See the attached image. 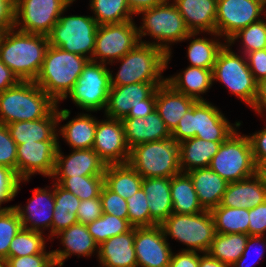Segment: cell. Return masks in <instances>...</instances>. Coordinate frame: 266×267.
I'll return each mask as SVG.
<instances>
[{
  "mask_svg": "<svg viewBox=\"0 0 266 267\" xmlns=\"http://www.w3.org/2000/svg\"><path fill=\"white\" fill-rule=\"evenodd\" d=\"M48 37L11 28L0 35V59L20 81H35L46 51Z\"/></svg>",
  "mask_w": 266,
  "mask_h": 267,
  "instance_id": "obj_1",
  "label": "cell"
},
{
  "mask_svg": "<svg viewBox=\"0 0 266 267\" xmlns=\"http://www.w3.org/2000/svg\"><path fill=\"white\" fill-rule=\"evenodd\" d=\"M141 25L137 26L139 41L143 44L155 45L166 54V66L172 55V44L183 42L191 33L184 18L171 0L153 8L140 11ZM144 36L152 37V41L142 40Z\"/></svg>",
  "mask_w": 266,
  "mask_h": 267,
  "instance_id": "obj_2",
  "label": "cell"
},
{
  "mask_svg": "<svg viewBox=\"0 0 266 267\" xmlns=\"http://www.w3.org/2000/svg\"><path fill=\"white\" fill-rule=\"evenodd\" d=\"M88 58L49 45L35 83L57 104L73 89Z\"/></svg>",
  "mask_w": 266,
  "mask_h": 267,
  "instance_id": "obj_3",
  "label": "cell"
},
{
  "mask_svg": "<svg viewBox=\"0 0 266 267\" xmlns=\"http://www.w3.org/2000/svg\"><path fill=\"white\" fill-rule=\"evenodd\" d=\"M242 121L230 123L225 114L209 101H196L181 117L171 138L180 143L197 137L212 142H223L241 126Z\"/></svg>",
  "mask_w": 266,
  "mask_h": 267,
  "instance_id": "obj_4",
  "label": "cell"
},
{
  "mask_svg": "<svg viewBox=\"0 0 266 267\" xmlns=\"http://www.w3.org/2000/svg\"><path fill=\"white\" fill-rule=\"evenodd\" d=\"M167 54L155 45L139 42L122 58L108 64L121 63L117 73L109 70L111 86H123L133 83H165L162 75L168 69ZM115 75V76H114Z\"/></svg>",
  "mask_w": 266,
  "mask_h": 267,
  "instance_id": "obj_5",
  "label": "cell"
},
{
  "mask_svg": "<svg viewBox=\"0 0 266 267\" xmlns=\"http://www.w3.org/2000/svg\"><path fill=\"white\" fill-rule=\"evenodd\" d=\"M57 103L34 81H20L0 93V123L33 121L46 117Z\"/></svg>",
  "mask_w": 266,
  "mask_h": 267,
  "instance_id": "obj_6",
  "label": "cell"
},
{
  "mask_svg": "<svg viewBox=\"0 0 266 267\" xmlns=\"http://www.w3.org/2000/svg\"><path fill=\"white\" fill-rule=\"evenodd\" d=\"M142 178H171L181 173L180 146L172 138L133 146L127 162Z\"/></svg>",
  "mask_w": 266,
  "mask_h": 267,
  "instance_id": "obj_7",
  "label": "cell"
},
{
  "mask_svg": "<svg viewBox=\"0 0 266 267\" xmlns=\"http://www.w3.org/2000/svg\"><path fill=\"white\" fill-rule=\"evenodd\" d=\"M212 77L213 84L215 81L224 84L231 94L249 108L253 106L258 83L249 69L244 54L233 52L232 47L226 43L216 57Z\"/></svg>",
  "mask_w": 266,
  "mask_h": 267,
  "instance_id": "obj_8",
  "label": "cell"
},
{
  "mask_svg": "<svg viewBox=\"0 0 266 267\" xmlns=\"http://www.w3.org/2000/svg\"><path fill=\"white\" fill-rule=\"evenodd\" d=\"M160 226L167 240L171 237L187 246L182 251L207 253L216 233L210 210L196 214L172 213Z\"/></svg>",
  "mask_w": 266,
  "mask_h": 267,
  "instance_id": "obj_9",
  "label": "cell"
},
{
  "mask_svg": "<svg viewBox=\"0 0 266 267\" xmlns=\"http://www.w3.org/2000/svg\"><path fill=\"white\" fill-rule=\"evenodd\" d=\"M61 14L58 22L47 35L49 45L88 58L93 57L98 23L90 15Z\"/></svg>",
  "mask_w": 266,
  "mask_h": 267,
  "instance_id": "obj_10",
  "label": "cell"
},
{
  "mask_svg": "<svg viewBox=\"0 0 266 267\" xmlns=\"http://www.w3.org/2000/svg\"><path fill=\"white\" fill-rule=\"evenodd\" d=\"M209 168L228 183L244 180L256 174L250 140L237 130L223 141Z\"/></svg>",
  "mask_w": 266,
  "mask_h": 267,
  "instance_id": "obj_11",
  "label": "cell"
},
{
  "mask_svg": "<svg viewBox=\"0 0 266 267\" xmlns=\"http://www.w3.org/2000/svg\"><path fill=\"white\" fill-rule=\"evenodd\" d=\"M109 70L107 64L89 60L63 100L69 97L73 104L86 112L105 110L111 88Z\"/></svg>",
  "mask_w": 266,
  "mask_h": 267,
  "instance_id": "obj_12",
  "label": "cell"
},
{
  "mask_svg": "<svg viewBox=\"0 0 266 267\" xmlns=\"http://www.w3.org/2000/svg\"><path fill=\"white\" fill-rule=\"evenodd\" d=\"M134 20L99 25L91 61L110 64L122 58L139 43Z\"/></svg>",
  "mask_w": 266,
  "mask_h": 267,
  "instance_id": "obj_13",
  "label": "cell"
},
{
  "mask_svg": "<svg viewBox=\"0 0 266 267\" xmlns=\"http://www.w3.org/2000/svg\"><path fill=\"white\" fill-rule=\"evenodd\" d=\"M67 7L63 0H15L14 27L47 36Z\"/></svg>",
  "mask_w": 266,
  "mask_h": 267,
  "instance_id": "obj_14",
  "label": "cell"
},
{
  "mask_svg": "<svg viewBox=\"0 0 266 267\" xmlns=\"http://www.w3.org/2000/svg\"><path fill=\"white\" fill-rule=\"evenodd\" d=\"M262 17L266 19V0H217L216 33L228 42L238 31Z\"/></svg>",
  "mask_w": 266,
  "mask_h": 267,
  "instance_id": "obj_15",
  "label": "cell"
},
{
  "mask_svg": "<svg viewBox=\"0 0 266 267\" xmlns=\"http://www.w3.org/2000/svg\"><path fill=\"white\" fill-rule=\"evenodd\" d=\"M58 141H39L17 145V176L30 180L37 173L51 178L55 168Z\"/></svg>",
  "mask_w": 266,
  "mask_h": 267,
  "instance_id": "obj_16",
  "label": "cell"
},
{
  "mask_svg": "<svg viewBox=\"0 0 266 267\" xmlns=\"http://www.w3.org/2000/svg\"><path fill=\"white\" fill-rule=\"evenodd\" d=\"M105 118L97 121L92 149L106 165L125 164L130 156V148L126 143L122 120Z\"/></svg>",
  "mask_w": 266,
  "mask_h": 267,
  "instance_id": "obj_17",
  "label": "cell"
},
{
  "mask_svg": "<svg viewBox=\"0 0 266 267\" xmlns=\"http://www.w3.org/2000/svg\"><path fill=\"white\" fill-rule=\"evenodd\" d=\"M137 267H168L172 248L160 225L135 227L134 238Z\"/></svg>",
  "mask_w": 266,
  "mask_h": 267,
  "instance_id": "obj_18",
  "label": "cell"
},
{
  "mask_svg": "<svg viewBox=\"0 0 266 267\" xmlns=\"http://www.w3.org/2000/svg\"><path fill=\"white\" fill-rule=\"evenodd\" d=\"M52 187L35 188L33 196L23 206L14 205L22 222V228L42 232L50 230L47 236L51 240V224L54 212V184Z\"/></svg>",
  "mask_w": 266,
  "mask_h": 267,
  "instance_id": "obj_19",
  "label": "cell"
},
{
  "mask_svg": "<svg viewBox=\"0 0 266 267\" xmlns=\"http://www.w3.org/2000/svg\"><path fill=\"white\" fill-rule=\"evenodd\" d=\"M106 163L91 149H71L64 155L60 141L56 152L55 168L51 177L104 176Z\"/></svg>",
  "mask_w": 266,
  "mask_h": 267,
  "instance_id": "obj_20",
  "label": "cell"
},
{
  "mask_svg": "<svg viewBox=\"0 0 266 267\" xmlns=\"http://www.w3.org/2000/svg\"><path fill=\"white\" fill-rule=\"evenodd\" d=\"M59 106L58 104V136L61 135L60 137L71 149L93 148L98 119L91 112L90 114L81 112L59 127L61 122L71 115V110L65 108L59 110Z\"/></svg>",
  "mask_w": 266,
  "mask_h": 267,
  "instance_id": "obj_21",
  "label": "cell"
},
{
  "mask_svg": "<svg viewBox=\"0 0 266 267\" xmlns=\"http://www.w3.org/2000/svg\"><path fill=\"white\" fill-rule=\"evenodd\" d=\"M164 83H133L123 86H111L104 116L122 120L132 107L144 104L158 86Z\"/></svg>",
  "mask_w": 266,
  "mask_h": 267,
  "instance_id": "obj_22",
  "label": "cell"
},
{
  "mask_svg": "<svg viewBox=\"0 0 266 267\" xmlns=\"http://www.w3.org/2000/svg\"><path fill=\"white\" fill-rule=\"evenodd\" d=\"M60 240L63 248L52 250L55 264L62 267L66 259L76 255L78 257H91L98 255V244L88 232L87 226L82 223H75L55 235Z\"/></svg>",
  "mask_w": 266,
  "mask_h": 267,
  "instance_id": "obj_23",
  "label": "cell"
},
{
  "mask_svg": "<svg viewBox=\"0 0 266 267\" xmlns=\"http://www.w3.org/2000/svg\"><path fill=\"white\" fill-rule=\"evenodd\" d=\"M122 123L126 143L130 149L141 143L171 138V132L157 110L145 118L125 117Z\"/></svg>",
  "mask_w": 266,
  "mask_h": 267,
  "instance_id": "obj_24",
  "label": "cell"
},
{
  "mask_svg": "<svg viewBox=\"0 0 266 267\" xmlns=\"http://www.w3.org/2000/svg\"><path fill=\"white\" fill-rule=\"evenodd\" d=\"M135 227L109 238L98 246L100 267H137L134 247Z\"/></svg>",
  "mask_w": 266,
  "mask_h": 267,
  "instance_id": "obj_25",
  "label": "cell"
},
{
  "mask_svg": "<svg viewBox=\"0 0 266 267\" xmlns=\"http://www.w3.org/2000/svg\"><path fill=\"white\" fill-rule=\"evenodd\" d=\"M11 138L17 145L39 142L59 141L58 129V104L44 118L33 121H19L7 125Z\"/></svg>",
  "mask_w": 266,
  "mask_h": 267,
  "instance_id": "obj_26",
  "label": "cell"
},
{
  "mask_svg": "<svg viewBox=\"0 0 266 267\" xmlns=\"http://www.w3.org/2000/svg\"><path fill=\"white\" fill-rule=\"evenodd\" d=\"M191 33L216 32L217 0H171Z\"/></svg>",
  "mask_w": 266,
  "mask_h": 267,
  "instance_id": "obj_27",
  "label": "cell"
},
{
  "mask_svg": "<svg viewBox=\"0 0 266 267\" xmlns=\"http://www.w3.org/2000/svg\"><path fill=\"white\" fill-rule=\"evenodd\" d=\"M266 201V185L255 174L244 180L228 183L219 206L251 209Z\"/></svg>",
  "mask_w": 266,
  "mask_h": 267,
  "instance_id": "obj_28",
  "label": "cell"
},
{
  "mask_svg": "<svg viewBox=\"0 0 266 267\" xmlns=\"http://www.w3.org/2000/svg\"><path fill=\"white\" fill-rule=\"evenodd\" d=\"M195 102V99L175 91L166 82L156 88V110L170 132Z\"/></svg>",
  "mask_w": 266,
  "mask_h": 267,
  "instance_id": "obj_29",
  "label": "cell"
},
{
  "mask_svg": "<svg viewBox=\"0 0 266 267\" xmlns=\"http://www.w3.org/2000/svg\"><path fill=\"white\" fill-rule=\"evenodd\" d=\"M141 188L146 194L150 218L161 225L173 213L170 178H143Z\"/></svg>",
  "mask_w": 266,
  "mask_h": 267,
  "instance_id": "obj_30",
  "label": "cell"
},
{
  "mask_svg": "<svg viewBox=\"0 0 266 267\" xmlns=\"http://www.w3.org/2000/svg\"><path fill=\"white\" fill-rule=\"evenodd\" d=\"M190 176L198 200L205 210H211L220 205L228 182L212 169L197 168L187 172Z\"/></svg>",
  "mask_w": 266,
  "mask_h": 267,
  "instance_id": "obj_31",
  "label": "cell"
},
{
  "mask_svg": "<svg viewBox=\"0 0 266 267\" xmlns=\"http://www.w3.org/2000/svg\"><path fill=\"white\" fill-rule=\"evenodd\" d=\"M166 83L175 91L196 101H206L202 95L213 86L212 70L188 66L183 71L166 77Z\"/></svg>",
  "mask_w": 266,
  "mask_h": 267,
  "instance_id": "obj_32",
  "label": "cell"
},
{
  "mask_svg": "<svg viewBox=\"0 0 266 267\" xmlns=\"http://www.w3.org/2000/svg\"><path fill=\"white\" fill-rule=\"evenodd\" d=\"M200 34L202 33H190L184 39V42L191 40L188 44L186 55L190 62L189 66L213 70L216 57L227 42H222L220 40L222 37L216 32L206 33L213 38L198 37Z\"/></svg>",
  "mask_w": 266,
  "mask_h": 267,
  "instance_id": "obj_33",
  "label": "cell"
},
{
  "mask_svg": "<svg viewBox=\"0 0 266 267\" xmlns=\"http://www.w3.org/2000/svg\"><path fill=\"white\" fill-rule=\"evenodd\" d=\"M221 143L202 140L197 137L180 142L181 172L187 173L197 168H208Z\"/></svg>",
  "mask_w": 266,
  "mask_h": 267,
  "instance_id": "obj_34",
  "label": "cell"
},
{
  "mask_svg": "<svg viewBox=\"0 0 266 267\" xmlns=\"http://www.w3.org/2000/svg\"><path fill=\"white\" fill-rule=\"evenodd\" d=\"M54 212L51 224V239L71 225L78 223L76 216L81 200L72 192L54 182Z\"/></svg>",
  "mask_w": 266,
  "mask_h": 267,
  "instance_id": "obj_35",
  "label": "cell"
},
{
  "mask_svg": "<svg viewBox=\"0 0 266 267\" xmlns=\"http://www.w3.org/2000/svg\"><path fill=\"white\" fill-rule=\"evenodd\" d=\"M173 213L196 214L205 211L198 200L193 182L187 173L181 172L170 178Z\"/></svg>",
  "mask_w": 266,
  "mask_h": 267,
  "instance_id": "obj_36",
  "label": "cell"
},
{
  "mask_svg": "<svg viewBox=\"0 0 266 267\" xmlns=\"http://www.w3.org/2000/svg\"><path fill=\"white\" fill-rule=\"evenodd\" d=\"M143 178L128 163L109 164L104 172V184L124 199L133 196L142 186Z\"/></svg>",
  "mask_w": 266,
  "mask_h": 267,
  "instance_id": "obj_37",
  "label": "cell"
},
{
  "mask_svg": "<svg viewBox=\"0 0 266 267\" xmlns=\"http://www.w3.org/2000/svg\"><path fill=\"white\" fill-rule=\"evenodd\" d=\"M248 237L245 233H215L207 253L231 267L242 256Z\"/></svg>",
  "mask_w": 266,
  "mask_h": 267,
  "instance_id": "obj_38",
  "label": "cell"
},
{
  "mask_svg": "<svg viewBox=\"0 0 266 267\" xmlns=\"http://www.w3.org/2000/svg\"><path fill=\"white\" fill-rule=\"evenodd\" d=\"M215 232L221 234L245 233L249 228V209L217 206L210 210Z\"/></svg>",
  "mask_w": 266,
  "mask_h": 267,
  "instance_id": "obj_39",
  "label": "cell"
},
{
  "mask_svg": "<svg viewBox=\"0 0 266 267\" xmlns=\"http://www.w3.org/2000/svg\"><path fill=\"white\" fill-rule=\"evenodd\" d=\"M89 3L98 25L134 20L126 0H90Z\"/></svg>",
  "mask_w": 266,
  "mask_h": 267,
  "instance_id": "obj_40",
  "label": "cell"
},
{
  "mask_svg": "<svg viewBox=\"0 0 266 267\" xmlns=\"http://www.w3.org/2000/svg\"><path fill=\"white\" fill-rule=\"evenodd\" d=\"M64 189L72 192L81 201L100 197L104 176L51 177Z\"/></svg>",
  "mask_w": 266,
  "mask_h": 267,
  "instance_id": "obj_41",
  "label": "cell"
},
{
  "mask_svg": "<svg viewBox=\"0 0 266 267\" xmlns=\"http://www.w3.org/2000/svg\"><path fill=\"white\" fill-rule=\"evenodd\" d=\"M240 40V41H239ZM236 41L240 42L239 48L242 54L254 52L266 48V20L260 19L251 23L244 29L234 34L227 42L229 46H233Z\"/></svg>",
  "mask_w": 266,
  "mask_h": 267,
  "instance_id": "obj_42",
  "label": "cell"
},
{
  "mask_svg": "<svg viewBox=\"0 0 266 267\" xmlns=\"http://www.w3.org/2000/svg\"><path fill=\"white\" fill-rule=\"evenodd\" d=\"M45 233L21 228L10 243L9 257H21L42 253L50 240ZM47 240V241H46Z\"/></svg>",
  "mask_w": 266,
  "mask_h": 267,
  "instance_id": "obj_43",
  "label": "cell"
},
{
  "mask_svg": "<svg viewBox=\"0 0 266 267\" xmlns=\"http://www.w3.org/2000/svg\"><path fill=\"white\" fill-rule=\"evenodd\" d=\"M86 226L98 245L111 237L128 232L133 227L128 219H121L106 213Z\"/></svg>",
  "mask_w": 266,
  "mask_h": 267,
  "instance_id": "obj_44",
  "label": "cell"
},
{
  "mask_svg": "<svg viewBox=\"0 0 266 267\" xmlns=\"http://www.w3.org/2000/svg\"><path fill=\"white\" fill-rule=\"evenodd\" d=\"M21 228L22 222L14 208L0 209V260L9 257L10 243Z\"/></svg>",
  "mask_w": 266,
  "mask_h": 267,
  "instance_id": "obj_45",
  "label": "cell"
},
{
  "mask_svg": "<svg viewBox=\"0 0 266 267\" xmlns=\"http://www.w3.org/2000/svg\"><path fill=\"white\" fill-rule=\"evenodd\" d=\"M126 200L128 207V221L133 227L156 226L150 218L146 194L142 188Z\"/></svg>",
  "mask_w": 266,
  "mask_h": 267,
  "instance_id": "obj_46",
  "label": "cell"
},
{
  "mask_svg": "<svg viewBox=\"0 0 266 267\" xmlns=\"http://www.w3.org/2000/svg\"><path fill=\"white\" fill-rule=\"evenodd\" d=\"M25 182V183H24ZM29 180H20L16 172L9 167L0 165V209H12L13 205L2 207L18 195L20 185L26 184Z\"/></svg>",
  "mask_w": 266,
  "mask_h": 267,
  "instance_id": "obj_47",
  "label": "cell"
},
{
  "mask_svg": "<svg viewBox=\"0 0 266 267\" xmlns=\"http://www.w3.org/2000/svg\"><path fill=\"white\" fill-rule=\"evenodd\" d=\"M100 199L103 213L128 219L127 200L111 191L105 184L102 187Z\"/></svg>",
  "mask_w": 266,
  "mask_h": 267,
  "instance_id": "obj_48",
  "label": "cell"
},
{
  "mask_svg": "<svg viewBox=\"0 0 266 267\" xmlns=\"http://www.w3.org/2000/svg\"><path fill=\"white\" fill-rule=\"evenodd\" d=\"M0 165L11 168L17 174V144L3 123H0Z\"/></svg>",
  "mask_w": 266,
  "mask_h": 267,
  "instance_id": "obj_49",
  "label": "cell"
},
{
  "mask_svg": "<svg viewBox=\"0 0 266 267\" xmlns=\"http://www.w3.org/2000/svg\"><path fill=\"white\" fill-rule=\"evenodd\" d=\"M5 262L7 267H53L55 265L52 250L28 256L8 257Z\"/></svg>",
  "mask_w": 266,
  "mask_h": 267,
  "instance_id": "obj_50",
  "label": "cell"
},
{
  "mask_svg": "<svg viewBox=\"0 0 266 267\" xmlns=\"http://www.w3.org/2000/svg\"><path fill=\"white\" fill-rule=\"evenodd\" d=\"M256 244L261 245L262 248L258 249L259 246H257ZM253 247L255 248L256 253H258L259 255H258V258L256 256L254 260L248 263L249 257L252 254L251 248ZM264 249L266 250V236L249 235L247 243H246V247L242 253V256L231 267H253V265L255 266L258 260L262 259L263 254H264L263 253Z\"/></svg>",
  "mask_w": 266,
  "mask_h": 267,
  "instance_id": "obj_51",
  "label": "cell"
},
{
  "mask_svg": "<svg viewBox=\"0 0 266 267\" xmlns=\"http://www.w3.org/2000/svg\"><path fill=\"white\" fill-rule=\"evenodd\" d=\"M103 215L100 197L82 200L76 213L79 223L90 224Z\"/></svg>",
  "mask_w": 266,
  "mask_h": 267,
  "instance_id": "obj_52",
  "label": "cell"
},
{
  "mask_svg": "<svg viewBox=\"0 0 266 267\" xmlns=\"http://www.w3.org/2000/svg\"><path fill=\"white\" fill-rule=\"evenodd\" d=\"M248 235L266 236V201L249 209Z\"/></svg>",
  "mask_w": 266,
  "mask_h": 267,
  "instance_id": "obj_53",
  "label": "cell"
},
{
  "mask_svg": "<svg viewBox=\"0 0 266 267\" xmlns=\"http://www.w3.org/2000/svg\"><path fill=\"white\" fill-rule=\"evenodd\" d=\"M245 56L256 82L266 79V48L247 53Z\"/></svg>",
  "mask_w": 266,
  "mask_h": 267,
  "instance_id": "obj_54",
  "label": "cell"
},
{
  "mask_svg": "<svg viewBox=\"0 0 266 267\" xmlns=\"http://www.w3.org/2000/svg\"><path fill=\"white\" fill-rule=\"evenodd\" d=\"M15 0H0V35L14 28Z\"/></svg>",
  "mask_w": 266,
  "mask_h": 267,
  "instance_id": "obj_55",
  "label": "cell"
},
{
  "mask_svg": "<svg viewBox=\"0 0 266 267\" xmlns=\"http://www.w3.org/2000/svg\"><path fill=\"white\" fill-rule=\"evenodd\" d=\"M247 136L250 140L255 164L261 159H266V127Z\"/></svg>",
  "mask_w": 266,
  "mask_h": 267,
  "instance_id": "obj_56",
  "label": "cell"
},
{
  "mask_svg": "<svg viewBox=\"0 0 266 267\" xmlns=\"http://www.w3.org/2000/svg\"><path fill=\"white\" fill-rule=\"evenodd\" d=\"M200 252L196 251H179L172 253L168 267H199Z\"/></svg>",
  "mask_w": 266,
  "mask_h": 267,
  "instance_id": "obj_57",
  "label": "cell"
},
{
  "mask_svg": "<svg viewBox=\"0 0 266 267\" xmlns=\"http://www.w3.org/2000/svg\"><path fill=\"white\" fill-rule=\"evenodd\" d=\"M154 110H156V90L147 99H144V104L132 107L126 117L145 118Z\"/></svg>",
  "mask_w": 266,
  "mask_h": 267,
  "instance_id": "obj_58",
  "label": "cell"
},
{
  "mask_svg": "<svg viewBox=\"0 0 266 267\" xmlns=\"http://www.w3.org/2000/svg\"><path fill=\"white\" fill-rule=\"evenodd\" d=\"M20 80L0 59V93L16 86Z\"/></svg>",
  "mask_w": 266,
  "mask_h": 267,
  "instance_id": "obj_59",
  "label": "cell"
},
{
  "mask_svg": "<svg viewBox=\"0 0 266 267\" xmlns=\"http://www.w3.org/2000/svg\"><path fill=\"white\" fill-rule=\"evenodd\" d=\"M251 108L254 112H257L258 115L264 117L265 113L266 116V79L258 82L256 99Z\"/></svg>",
  "mask_w": 266,
  "mask_h": 267,
  "instance_id": "obj_60",
  "label": "cell"
},
{
  "mask_svg": "<svg viewBox=\"0 0 266 267\" xmlns=\"http://www.w3.org/2000/svg\"><path fill=\"white\" fill-rule=\"evenodd\" d=\"M132 14L136 17L140 11L153 8L167 0H126Z\"/></svg>",
  "mask_w": 266,
  "mask_h": 267,
  "instance_id": "obj_61",
  "label": "cell"
},
{
  "mask_svg": "<svg viewBox=\"0 0 266 267\" xmlns=\"http://www.w3.org/2000/svg\"><path fill=\"white\" fill-rule=\"evenodd\" d=\"M199 267H230L211 257L208 253H200Z\"/></svg>",
  "mask_w": 266,
  "mask_h": 267,
  "instance_id": "obj_62",
  "label": "cell"
},
{
  "mask_svg": "<svg viewBox=\"0 0 266 267\" xmlns=\"http://www.w3.org/2000/svg\"><path fill=\"white\" fill-rule=\"evenodd\" d=\"M256 175L263 181L266 185V159H261L256 164Z\"/></svg>",
  "mask_w": 266,
  "mask_h": 267,
  "instance_id": "obj_63",
  "label": "cell"
},
{
  "mask_svg": "<svg viewBox=\"0 0 266 267\" xmlns=\"http://www.w3.org/2000/svg\"><path fill=\"white\" fill-rule=\"evenodd\" d=\"M63 1L70 7L76 0H63Z\"/></svg>",
  "mask_w": 266,
  "mask_h": 267,
  "instance_id": "obj_64",
  "label": "cell"
},
{
  "mask_svg": "<svg viewBox=\"0 0 266 267\" xmlns=\"http://www.w3.org/2000/svg\"><path fill=\"white\" fill-rule=\"evenodd\" d=\"M0 267H7L5 260H0Z\"/></svg>",
  "mask_w": 266,
  "mask_h": 267,
  "instance_id": "obj_65",
  "label": "cell"
}]
</instances>
